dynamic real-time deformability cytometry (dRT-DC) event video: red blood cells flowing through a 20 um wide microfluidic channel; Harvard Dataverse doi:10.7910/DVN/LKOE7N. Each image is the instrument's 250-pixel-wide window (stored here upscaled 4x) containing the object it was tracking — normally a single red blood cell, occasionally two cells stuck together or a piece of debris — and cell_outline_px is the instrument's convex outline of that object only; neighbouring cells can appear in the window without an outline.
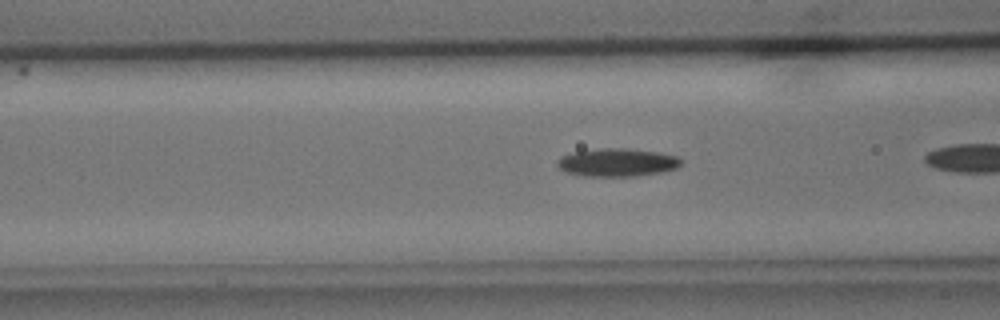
{"species": "common noctule bat (a hibernating species)", "species_latin": "Nyctalus noctula", "temperature_condition": "cold", "stored_images_in_passage": 26, "camera_frame_rate_fps": 3000, "um_per_image_px": 0.085, "animal": {"sex": "male", "body_mass_g": 15.6}, "frame": {"image": 1, "passage_image": 5, "time_ms": 1.333, "image_size_px": [1000, 320], "cell_outline_px": [[684, 164], [676, 168], [660, 172], [632, 176], [584, 176], [568, 172], [560, 168], [556, 164], [556, 160], [560, 156], [572, 152], [600, 148], [628, 148], [656, 152], [680, 156]], "centroid_in_image_um": [52.47, 13.79], "position_along_channel_um": 114.1, "area_um2": 20.35}}